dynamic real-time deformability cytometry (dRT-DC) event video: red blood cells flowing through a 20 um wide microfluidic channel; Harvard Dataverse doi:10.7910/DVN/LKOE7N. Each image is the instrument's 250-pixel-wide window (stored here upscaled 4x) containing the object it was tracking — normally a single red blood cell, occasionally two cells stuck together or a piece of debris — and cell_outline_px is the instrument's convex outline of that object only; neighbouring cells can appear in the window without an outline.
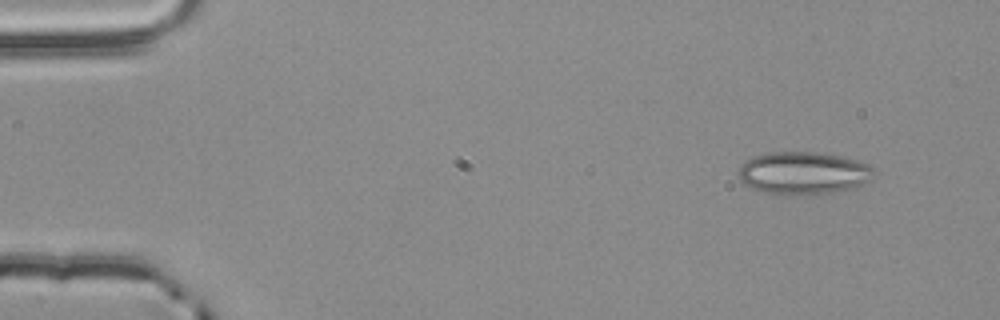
{"species": "common noctule bat (a hibernating species)", "species_latin": "Nyctalus noctula", "temperature_condition": "room temperature", "stored_images_in_passage": 50, "camera_frame_rate_fps": 3000, "um_per_image_px": 0.085, "animal": {"sex": "male", "body_mass_g": 20.4}, "frame": {"image": 1, "passage_image": 1, "time_ms": 0.0, "image_size_px": [1000, 320], "cell_outline_px": [[876, 172], [872, 180], [856, 188], [812, 196], [784, 196], [764, 192], [752, 188], [740, 180], [740, 168], [744, 160], [752, 156], [772, 152], [816, 152], [840, 156], [872, 164]], "centroid_in_image_um": [68.36, 14.74], "position_along_channel_um": 16.6, "area_um2": 34.51}}
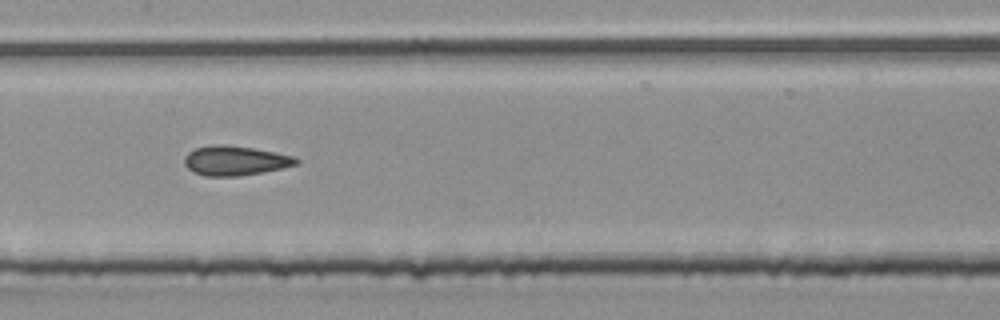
{"frame": {"image": 2, "passage_image": 23, "time_ms": 7.333, "image_size_px": [1000, 320], "cell_outline_px": [[300, 164], [240, 176], [204, 176], [192, 172], [184, 164], [184, 156], [188, 152], [196, 148], [216, 144], [224, 144], [252, 148], [276, 152], [296, 156], [300, 160]], "centroid_in_image_um": [19.99, 13.65], "position_along_channel_um": 187.4, "area_um2": 19.36}}
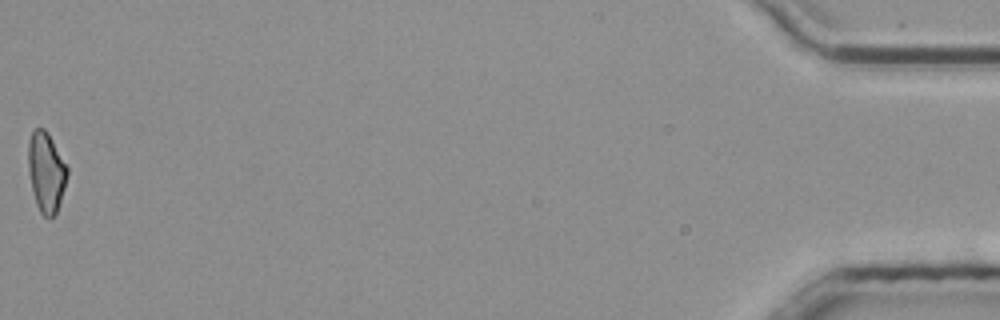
{"frame": {"image": 3, "passage_image": 50, "time_ms": 16.333, "image_size_px": [1000, 320], "cell_outline_px": [[68, 176], [56, 216], [48, 220], [40, 212], [36, 204], [32, 192], [28, 168], [28, 140], [32, 128], [44, 128], [48, 132], [68, 168]], "centroid_in_image_um": [3.92, 14.64], "position_along_channel_um": 431.3, "area_um2": 18.61}, "authors_computed_cell_mechanics": {"area_um2": 18.9873, "velocity_mm_per_s": 3.8775, "shape_relaxation_time_tau1_ms": null, "shape_relaxation_time_tau2_ms": 2.5509, "deformation_change_tau1": null, "deformation_change_tau2": 0.1003}}